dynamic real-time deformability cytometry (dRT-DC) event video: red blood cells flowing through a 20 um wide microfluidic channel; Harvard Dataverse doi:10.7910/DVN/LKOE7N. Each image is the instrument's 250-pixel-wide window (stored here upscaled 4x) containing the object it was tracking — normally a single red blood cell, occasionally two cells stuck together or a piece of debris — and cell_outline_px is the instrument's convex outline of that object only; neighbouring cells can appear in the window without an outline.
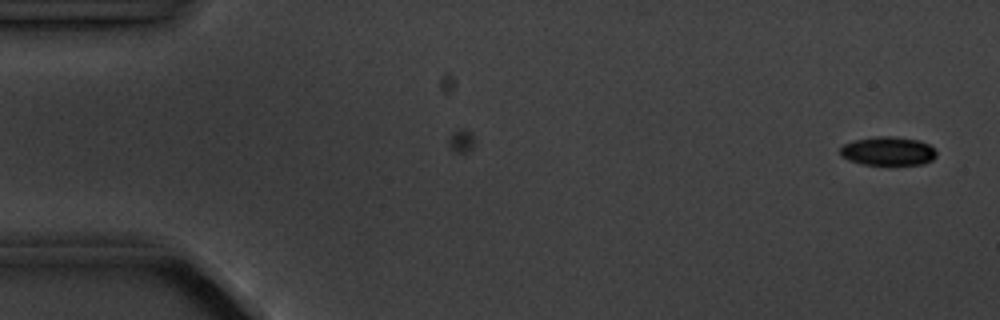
{"species": "common noctule bat (a hibernating species)", "species_latin": "Nyctalus noctula", "temperature_condition": "cold", "stored_images_in_passage": 2, "camera_frame_rate_fps": 3000, "um_per_image_px": 0.085, "animal": {"sex": "male", "body_mass_g": 20.1, "forearm_length_mm": 53.5}, "frame": {"image": 1, "passage_image": 2, "time_ms": 1.0, "image_size_px": [1000, 320], "cell_outline_px": [[936, 156], [932, 160], [924, 164], [864, 164], [848, 160], [840, 156], [840, 148], [844, 144], [856, 140], [876, 136], [892, 136], [916, 140], [928, 144], [936, 152]], "centroid_in_image_um": [75.46, 12.84], "position_along_channel_um": 9.5, "area_um2": 15.9}}